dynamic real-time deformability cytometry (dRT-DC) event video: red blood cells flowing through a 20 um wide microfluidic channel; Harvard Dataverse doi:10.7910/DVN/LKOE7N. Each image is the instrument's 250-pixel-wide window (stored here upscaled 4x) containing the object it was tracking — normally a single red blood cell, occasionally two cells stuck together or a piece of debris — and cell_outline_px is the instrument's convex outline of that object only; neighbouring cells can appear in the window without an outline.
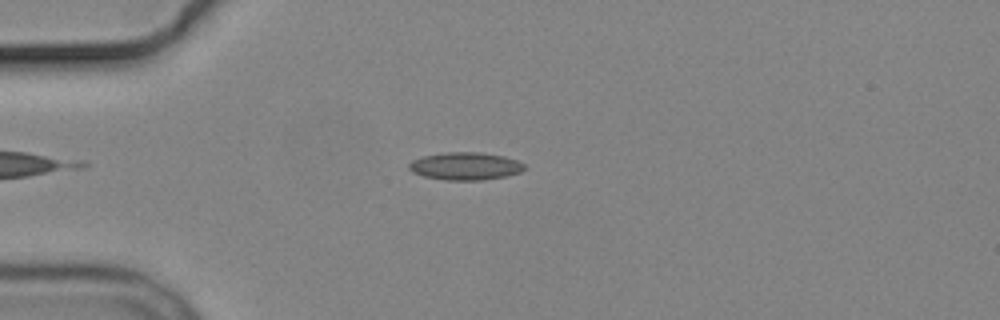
{"species": "common noctule bat (a hibernating species)", "species_latin": "Nyctalus noctula", "temperature_condition": "cold", "stored_images_in_passage": 7, "camera_frame_rate_fps": 3000, "um_per_image_px": 0.085, "animal": {"sex": "male", "body_mass_g": 19.2, "forearm_length_mm": 51.8}, "frame": {"image": 1, "passage_image": 4, "time_ms": 3.667, "image_size_px": [1000, 320], "cell_outline_px": [[528, 168], [520, 172], [508, 176], [484, 180], [444, 180], [424, 176], [412, 172], [408, 168], [408, 164], [412, 160], [424, 156], [444, 152], [480, 152], [504, 156], [516, 160], [524, 164]], "centroid_in_image_um": [39.57, 14.12], "position_along_channel_um": 45.4, "area_um2": 18.79}}
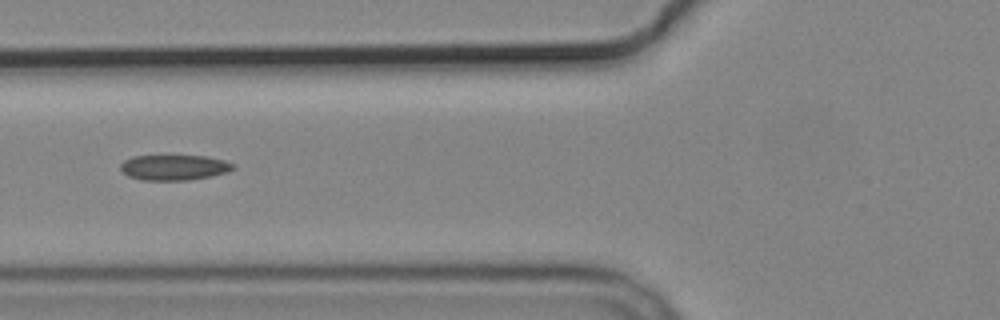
{"frame": {"image": 2, "passage_image": 6, "time_ms": 6.0, "image_size_px": [1000, 320], "cell_outline_px": [[236, 168], [228, 172], [212, 176], [188, 180], [140, 180], [128, 176], [120, 168], [120, 164], [124, 160], [132, 156], [204, 156], [224, 160], [232, 164]], "centroid_in_image_um": [14.79, 14.24], "position_along_channel_um": 111.0, "area_um2": 16.65}}
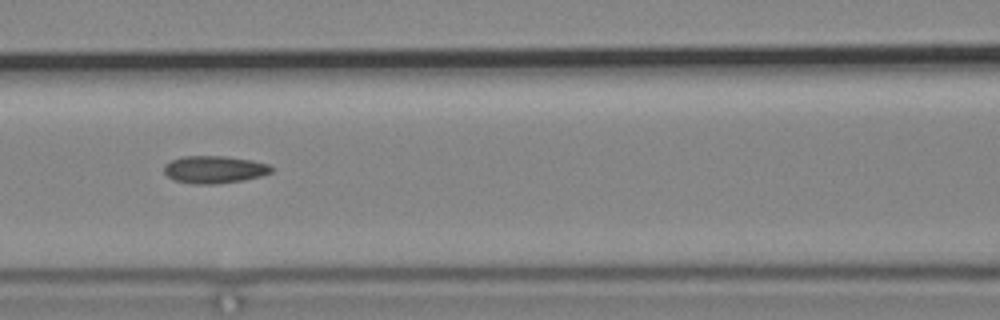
{"frame": {"image": 3, "passage_image": 7, "time_ms": 7.0, "image_size_px": [1000, 320], "cell_outline_px": [[272, 172], [260, 176], [244, 180], [216, 184], [196, 184], [176, 180], [168, 176], [164, 172], [164, 164], [172, 160], [184, 156], [224, 156], [252, 160], [268, 164], [272, 168]], "centroid_in_image_um": [18.22, 14.4], "position_along_channel_um": 148.4, "area_um2": 17.05}}